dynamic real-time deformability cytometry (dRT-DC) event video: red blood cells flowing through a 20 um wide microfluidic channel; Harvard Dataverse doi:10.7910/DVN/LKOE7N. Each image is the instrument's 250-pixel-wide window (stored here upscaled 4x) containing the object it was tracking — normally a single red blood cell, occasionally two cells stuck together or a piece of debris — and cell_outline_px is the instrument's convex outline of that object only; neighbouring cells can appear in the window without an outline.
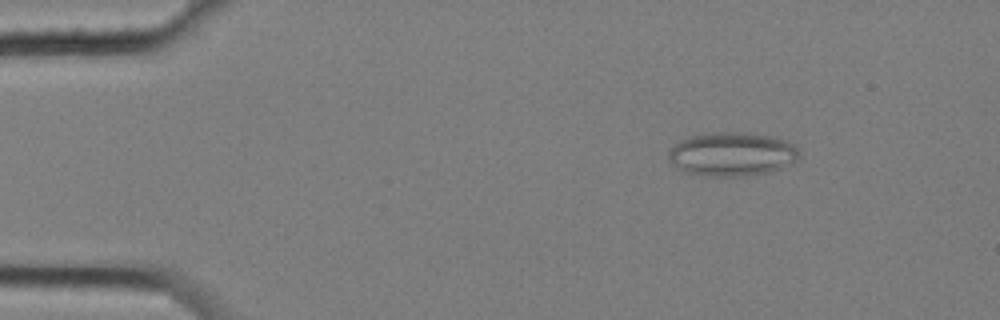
{"species": "common noctule bat (a hibernating species)", "species_latin": "Nyctalus noctula", "temperature_condition": "cold", "stored_images_in_passage": 7, "camera_frame_rate_fps": 3000, "um_per_image_px": 0.085, "animal": {"sex": "female", "body_mass_g": 25.1}, "frame": {"image": 1, "passage_image": 3, "time_ms": 0.667, "image_size_px": [1000, 320], "cell_outline_px": [[800, 156], [796, 160], [780, 168], [768, 172], [744, 176], [704, 176], [688, 172], [680, 168], [668, 156], [668, 152], [680, 140], [688, 136], [712, 132], [748, 132], [776, 136], [788, 140], [800, 152]], "centroid_in_image_um": [62.27, 13.07], "position_along_channel_um": 22.7, "area_um2": 33.35}}